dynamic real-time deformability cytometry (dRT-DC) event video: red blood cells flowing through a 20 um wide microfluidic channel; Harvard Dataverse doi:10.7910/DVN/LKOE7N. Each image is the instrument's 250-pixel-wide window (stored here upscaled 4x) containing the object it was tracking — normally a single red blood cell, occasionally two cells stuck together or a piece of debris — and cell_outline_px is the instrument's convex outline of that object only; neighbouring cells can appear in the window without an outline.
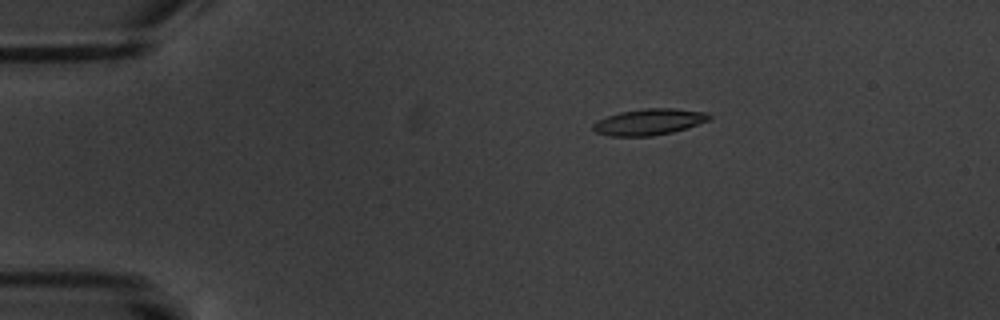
{"species": "common noctule bat (a hibernating species)", "species_latin": "Nyctalus noctula", "temperature_condition": "warm", "stored_images_in_passage": 6, "camera_frame_rate_fps": 3000, "um_per_image_px": 0.085, "animal": {"sex": "male", "body_mass_g": 20.1, "forearm_length_mm": 53.5}, "frame": {"image": 1, "passage_image": 4, "time_ms": 3.667, "image_size_px": [1000, 320], "cell_outline_px": [[712, 116], [708, 120], [672, 132], [652, 136], [608, 136], [596, 132], [592, 128], [592, 124], [596, 120], [620, 112], [644, 108], [676, 108], [708, 112]], "centroid_in_image_um": [55.14, 10.35], "position_along_channel_um": 29.9, "area_um2": 17.74}}